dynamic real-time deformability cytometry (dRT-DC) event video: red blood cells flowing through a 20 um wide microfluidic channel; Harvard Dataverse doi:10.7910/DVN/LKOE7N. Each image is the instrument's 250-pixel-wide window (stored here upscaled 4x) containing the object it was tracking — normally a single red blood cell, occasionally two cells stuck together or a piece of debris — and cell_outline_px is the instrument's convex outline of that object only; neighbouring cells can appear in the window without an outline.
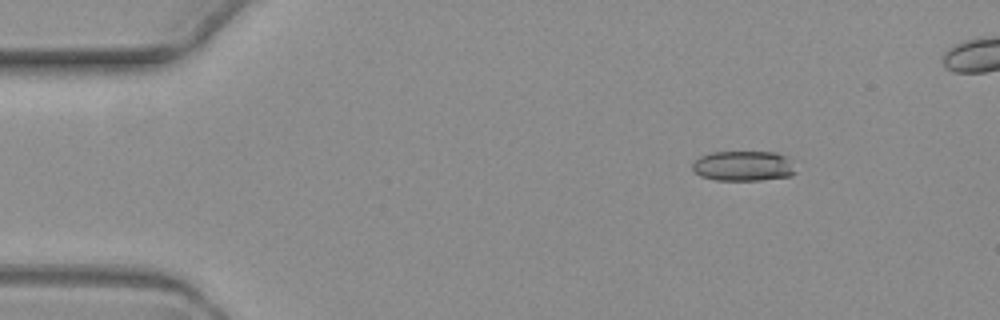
{"species": "common noctule bat (a hibernating species)", "species_latin": "Nyctalus noctula", "temperature_condition": "warm", "stored_images_in_passage": 4, "camera_frame_rate_fps": 3000, "um_per_image_px": 0.085, "animal": {"sex": "female", "body_mass_g": 19.3, "forearm_length_mm": 54.1}, "frame": {"image": 1, "passage_image": 1, "time_ms": 0.0, "image_size_px": [1000, 320], "cell_outline_px": [[796, 172], [792, 176], [760, 180], [716, 180], [700, 176], [692, 168], [692, 164], [700, 156], [712, 152], [776, 152], [788, 156]], "centroid_in_image_um": [63.21, 14.1], "position_along_channel_um": 21.8, "area_um2": 18.21}}